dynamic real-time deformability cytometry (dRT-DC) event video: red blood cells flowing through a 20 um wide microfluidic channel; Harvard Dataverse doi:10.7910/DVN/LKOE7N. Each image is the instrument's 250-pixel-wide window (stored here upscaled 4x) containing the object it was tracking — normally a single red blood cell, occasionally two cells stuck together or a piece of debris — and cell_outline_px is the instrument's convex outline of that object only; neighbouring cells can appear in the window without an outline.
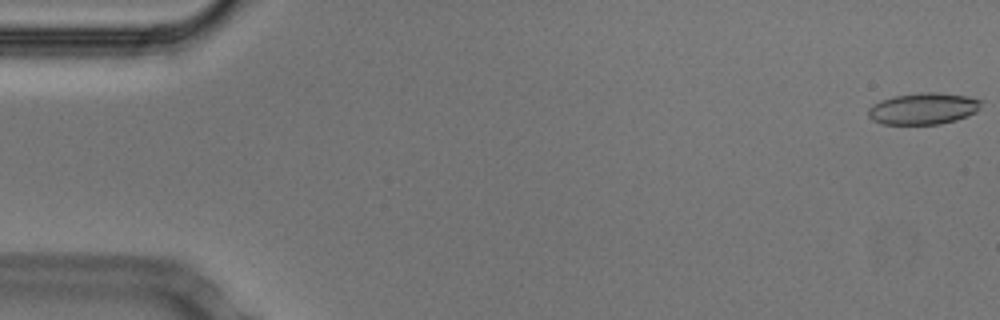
{"species": "Egyptian fruit bat (a non-hibernating species)", "species_latin": "Rousettus aegyptiacus", "temperature_condition": "cold", "stored_images_in_passage": 53, "camera_frame_rate_fps": 3000, "um_per_image_px": 0.085, "animal": {"sex": "male"}, "frame": {"image": 1, "passage_image": 1, "time_ms": 0.0, "image_size_px": [1000, 320], "cell_outline_px": [[984, 100], [980, 108], [976, 112], [968, 116], [956, 120], [940, 124], [880, 124], [872, 120], [868, 116], [868, 108], [872, 104], [880, 100], [892, 96], [920, 92], [936, 92], [964, 96]], "centroid_in_image_um": [78.46, 9.23], "position_along_channel_um": 6.5, "area_um2": 21.04}}
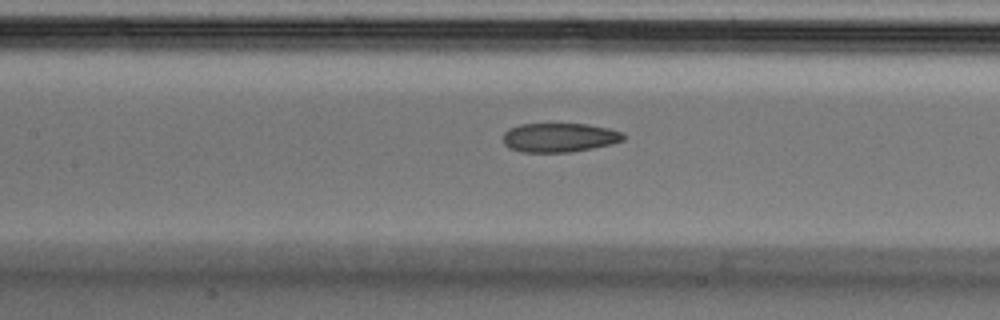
{"frame": {"image": 2, "passage_image": 24, "time_ms": 7.667, "image_size_px": [1000, 320], "cell_outline_px": [[624, 140], [612, 144], [572, 152], [520, 152], [508, 148], [504, 144], [504, 132], [508, 128], [520, 124], [588, 124], [608, 128], [620, 132], [624, 136]], "centroid_in_image_um": [47.51, 11.69], "position_along_channel_um": 159.9, "area_um2": 20.46}}
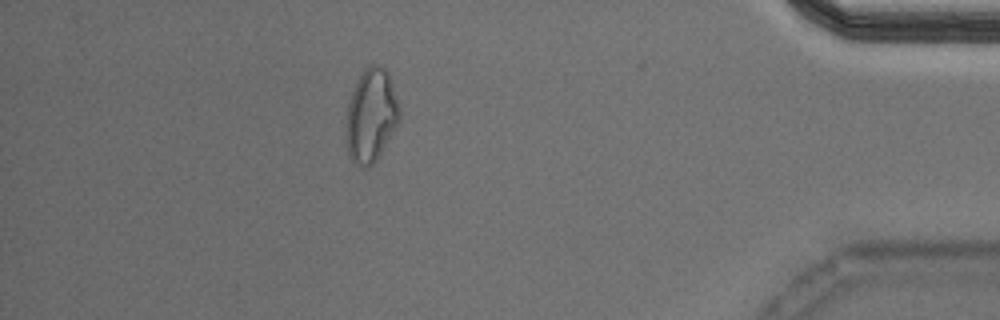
{"frame": {"image": 3, "passage_image": 47, "time_ms": 15.333, "image_size_px": [1000, 320], "cell_outline_px": [[400, 120], [376, 160], [368, 168], [364, 168], [356, 164], [348, 156], [344, 132], [348, 100], [356, 80], [364, 68], [368, 64], [380, 64], [388, 72], [400, 108]], "centroid_in_image_um": [31.5, 9.8], "position_along_channel_um": 403.7, "area_um2": 29.59}, "authors_computed_cell_mechanics": {"area_um2": 21.5594, "velocity_mm_per_s": 3.7773, "shape_relaxation_time_tau1_ms": null, "shape_relaxation_time_tau2_ms": 3.6638, "deformation_change_tau1": null, "deformation_change_tau2": 0.0953}}